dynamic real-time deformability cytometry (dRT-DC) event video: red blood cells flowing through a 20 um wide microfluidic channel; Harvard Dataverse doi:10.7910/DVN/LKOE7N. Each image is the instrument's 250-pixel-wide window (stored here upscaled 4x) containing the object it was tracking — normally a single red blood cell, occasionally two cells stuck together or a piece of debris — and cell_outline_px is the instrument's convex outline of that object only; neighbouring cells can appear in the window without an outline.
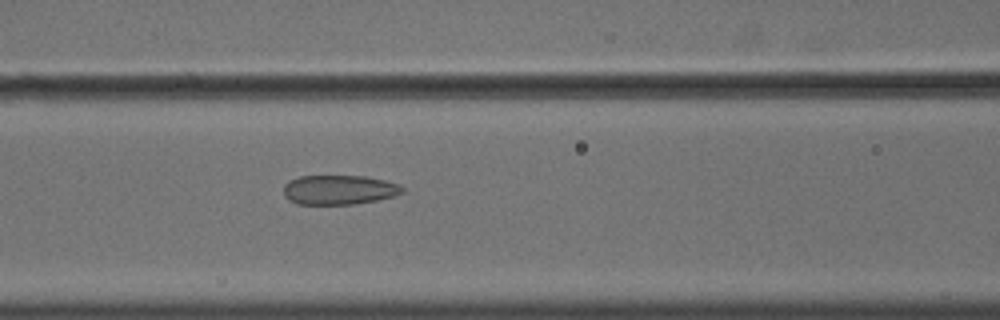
{"species": "common noctule bat (a hibernating species)", "species_latin": "Nyctalus noctula", "temperature_condition": "cold", "stored_images_in_passage": 36, "camera_frame_rate_fps": 3000, "um_per_image_px": 0.085, "animal": {"sex": "male", "body_mass_g": 18.8}, "frame": {"image": 1, "passage_image": 14, "time_ms": 4.333, "image_size_px": [1000, 320], "cell_outline_px": [[404, 192], [396, 196], [376, 200], [352, 204], [296, 204], [288, 200], [284, 196], [284, 184], [288, 180], [300, 176], [364, 176], [384, 180], [400, 184], [404, 188]], "centroid_in_image_um": [28.81, 16.13], "position_along_channel_um": 137.8, "area_um2": 20.58}}
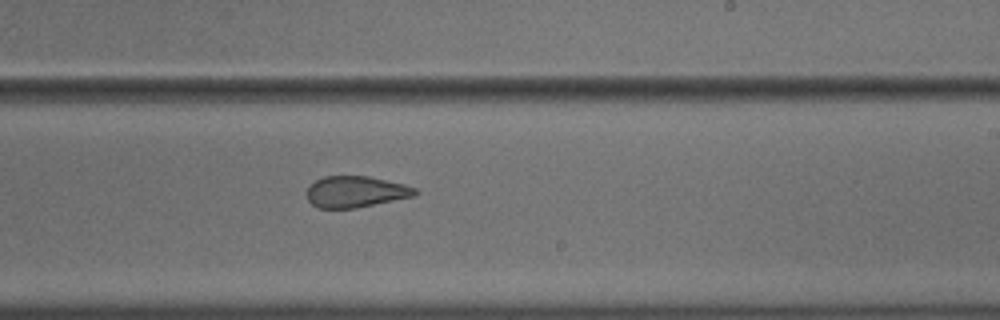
{"frame": {"image": 2, "passage_image": 24, "time_ms": 7.667, "image_size_px": [1000, 320], "cell_outline_px": [[420, 192], [416, 196], [356, 208], [316, 208], [308, 200], [308, 188], [316, 180], [324, 176], [368, 176], [404, 184], [416, 188]], "centroid_in_image_um": [30.28, 16.3], "position_along_channel_um": 258.7, "area_um2": 19.77}}
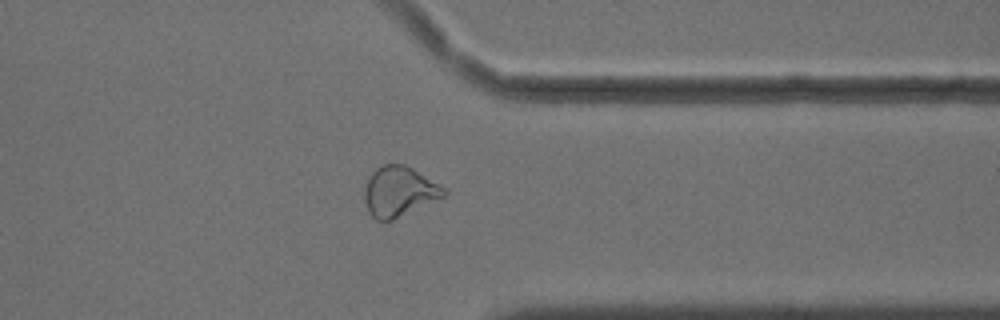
{"frame": {"image": 3, "passage_image": 34, "time_ms": 11.0, "image_size_px": [1000, 320], "cell_outline_px": [[448, 192], [444, 196], [392, 220], [376, 220], [368, 212], [364, 200], [364, 188], [368, 176], [380, 164], [404, 164], [412, 168], [448, 188]], "centroid_in_image_um": [33.91, 16.25], "position_along_channel_um": 377.5, "area_um2": 23.29}}